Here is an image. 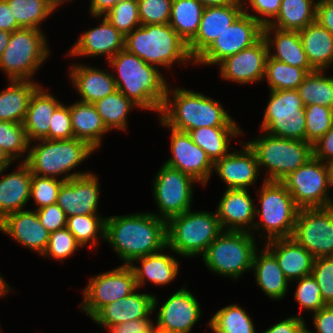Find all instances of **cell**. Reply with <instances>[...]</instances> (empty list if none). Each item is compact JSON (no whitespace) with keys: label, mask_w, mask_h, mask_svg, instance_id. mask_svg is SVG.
I'll use <instances>...</instances> for the list:
<instances>
[{"label":"cell","mask_w":333,"mask_h":333,"mask_svg":"<svg viewBox=\"0 0 333 333\" xmlns=\"http://www.w3.org/2000/svg\"><path fill=\"white\" fill-rule=\"evenodd\" d=\"M123 265L167 246L166 221L152 212L106 217L105 240Z\"/></svg>","instance_id":"1"},{"label":"cell","mask_w":333,"mask_h":333,"mask_svg":"<svg viewBox=\"0 0 333 333\" xmlns=\"http://www.w3.org/2000/svg\"><path fill=\"white\" fill-rule=\"evenodd\" d=\"M116 88L140 109L160 114L164 104L168 81L154 65L147 64L125 48L107 61ZM167 81V82H166Z\"/></svg>","instance_id":"2"},{"label":"cell","mask_w":333,"mask_h":333,"mask_svg":"<svg viewBox=\"0 0 333 333\" xmlns=\"http://www.w3.org/2000/svg\"><path fill=\"white\" fill-rule=\"evenodd\" d=\"M169 87L158 114L168 127L189 132L201 127L239 126L219 101L190 89Z\"/></svg>","instance_id":"3"},{"label":"cell","mask_w":333,"mask_h":333,"mask_svg":"<svg viewBox=\"0 0 333 333\" xmlns=\"http://www.w3.org/2000/svg\"><path fill=\"white\" fill-rule=\"evenodd\" d=\"M33 142H35L34 145L31 143L29 145V153L25 161L32 174L68 181L91 172L75 170L96 151L86 141L71 138L41 139Z\"/></svg>","instance_id":"4"},{"label":"cell","mask_w":333,"mask_h":333,"mask_svg":"<svg viewBox=\"0 0 333 333\" xmlns=\"http://www.w3.org/2000/svg\"><path fill=\"white\" fill-rule=\"evenodd\" d=\"M124 48L158 68L172 69L177 63L184 66L195 63L189 54L187 43L169 24L137 27L125 36Z\"/></svg>","instance_id":"5"},{"label":"cell","mask_w":333,"mask_h":333,"mask_svg":"<svg viewBox=\"0 0 333 333\" xmlns=\"http://www.w3.org/2000/svg\"><path fill=\"white\" fill-rule=\"evenodd\" d=\"M257 193L260 208L256 205L255 216L261 221H255L251 233L256 236L254 233L258 230L259 239L266 240L264 242L292 237L299 208L285 185L264 180Z\"/></svg>","instance_id":"6"},{"label":"cell","mask_w":333,"mask_h":333,"mask_svg":"<svg viewBox=\"0 0 333 333\" xmlns=\"http://www.w3.org/2000/svg\"><path fill=\"white\" fill-rule=\"evenodd\" d=\"M222 231L216 211L191 209L166 222L167 247L184 258L202 256Z\"/></svg>","instance_id":"7"},{"label":"cell","mask_w":333,"mask_h":333,"mask_svg":"<svg viewBox=\"0 0 333 333\" xmlns=\"http://www.w3.org/2000/svg\"><path fill=\"white\" fill-rule=\"evenodd\" d=\"M251 232L223 230L208 246L202 260L211 272L238 280L252 271L256 238Z\"/></svg>","instance_id":"8"},{"label":"cell","mask_w":333,"mask_h":333,"mask_svg":"<svg viewBox=\"0 0 333 333\" xmlns=\"http://www.w3.org/2000/svg\"><path fill=\"white\" fill-rule=\"evenodd\" d=\"M263 133L247 143L257 156L260 173L262 169L266 170V181L281 182L313 156L312 145L306 141Z\"/></svg>","instance_id":"9"},{"label":"cell","mask_w":333,"mask_h":333,"mask_svg":"<svg viewBox=\"0 0 333 333\" xmlns=\"http://www.w3.org/2000/svg\"><path fill=\"white\" fill-rule=\"evenodd\" d=\"M43 30L19 28L10 33L8 46L0 57V70L8 80H30L50 56Z\"/></svg>","instance_id":"10"},{"label":"cell","mask_w":333,"mask_h":333,"mask_svg":"<svg viewBox=\"0 0 333 333\" xmlns=\"http://www.w3.org/2000/svg\"><path fill=\"white\" fill-rule=\"evenodd\" d=\"M260 130L272 136L306 141L305 106L296 89L270 90Z\"/></svg>","instance_id":"11"},{"label":"cell","mask_w":333,"mask_h":333,"mask_svg":"<svg viewBox=\"0 0 333 333\" xmlns=\"http://www.w3.org/2000/svg\"><path fill=\"white\" fill-rule=\"evenodd\" d=\"M299 209L324 208L333 205L326 163L313 156L281 181Z\"/></svg>","instance_id":"12"},{"label":"cell","mask_w":333,"mask_h":333,"mask_svg":"<svg viewBox=\"0 0 333 333\" xmlns=\"http://www.w3.org/2000/svg\"><path fill=\"white\" fill-rule=\"evenodd\" d=\"M195 183L199 184L190 175L163 164L152 183L153 198L159 212L153 214L167 222L191 210Z\"/></svg>","instance_id":"13"},{"label":"cell","mask_w":333,"mask_h":333,"mask_svg":"<svg viewBox=\"0 0 333 333\" xmlns=\"http://www.w3.org/2000/svg\"><path fill=\"white\" fill-rule=\"evenodd\" d=\"M137 289L132 268L120 265L92 276L83 291L79 307L92 319L104 306L130 295Z\"/></svg>","instance_id":"14"},{"label":"cell","mask_w":333,"mask_h":333,"mask_svg":"<svg viewBox=\"0 0 333 333\" xmlns=\"http://www.w3.org/2000/svg\"><path fill=\"white\" fill-rule=\"evenodd\" d=\"M292 237L314 258L333 256V205L299 209Z\"/></svg>","instance_id":"15"},{"label":"cell","mask_w":333,"mask_h":333,"mask_svg":"<svg viewBox=\"0 0 333 333\" xmlns=\"http://www.w3.org/2000/svg\"><path fill=\"white\" fill-rule=\"evenodd\" d=\"M263 37V26L242 13L195 61L194 66L218 65L226 57L249 48Z\"/></svg>","instance_id":"16"},{"label":"cell","mask_w":333,"mask_h":333,"mask_svg":"<svg viewBox=\"0 0 333 333\" xmlns=\"http://www.w3.org/2000/svg\"><path fill=\"white\" fill-rule=\"evenodd\" d=\"M158 119L171 132V156L164 164L190 175L203 186L207 185L213 175L214 163L206 152L192 141L188 132L168 127L159 117Z\"/></svg>","instance_id":"17"},{"label":"cell","mask_w":333,"mask_h":333,"mask_svg":"<svg viewBox=\"0 0 333 333\" xmlns=\"http://www.w3.org/2000/svg\"><path fill=\"white\" fill-rule=\"evenodd\" d=\"M158 302L154 295L153 312L157 310L156 329L191 333L202 317L200 303L186 288V284L162 303L161 307H157Z\"/></svg>","instance_id":"18"},{"label":"cell","mask_w":333,"mask_h":333,"mask_svg":"<svg viewBox=\"0 0 333 333\" xmlns=\"http://www.w3.org/2000/svg\"><path fill=\"white\" fill-rule=\"evenodd\" d=\"M268 52L266 40L262 37L251 47L221 61L217 65L220 69V78L240 85L263 81Z\"/></svg>","instance_id":"19"},{"label":"cell","mask_w":333,"mask_h":333,"mask_svg":"<svg viewBox=\"0 0 333 333\" xmlns=\"http://www.w3.org/2000/svg\"><path fill=\"white\" fill-rule=\"evenodd\" d=\"M99 185V178L92 172L64 181L58 192L57 204L67 217L99 214Z\"/></svg>","instance_id":"20"},{"label":"cell","mask_w":333,"mask_h":333,"mask_svg":"<svg viewBox=\"0 0 333 333\" xmlns=\"http://www.w3.org/2000/svg\"><path fill=\"white\" fill-rule=\"evenodd\" d=\"M240 149L231 151L214 163L213 172L227 186L226 189H246L256 184L261 175L257 156L245 141Z\"/></svg>","instance_id":"21"},{"label":"cell","mask_w":333,"mask_h":333,"mask_svg":"<svg viewBox=\"0 0 333 333\" xmlns=\"http://www.w3.org/2000/svg\"><path fill=\"white\" fill-rule=\"evenodd\" d=\"M102 22L99 26L85 30L76 40L66 56L98 57L105 56L107 60L114 57L125 47V36L119 32L105 16H93Z\"/></svg>","instance_id":"22"},{"label":"cell","mask_w":333,"mask_h":333,"mask_svg":"<svg viewBox=\"0 0 333 333\" xmlns=\"http://www.w3.org/2000/svg\"><path fill=\"white\" fill-rule=\"evenodd\" d=\"M0 231L38 255L48 247L50 232L41 224L35 208L8 214L0 221Z\"/></svg>","instance_id":"23"},{"label":"cell","mask_w":333,"mask_h":333,"mask_svg":"<svg viewBox=\"0 0 333 333\" xmlns=\"http://www.w3.org/2000/svg\"><path fill=\"white\" fill-rule=\"evenodd\" d=\"M242 13V4L205 7L198 32L187 44L191 58L196 61Z\"/></svg>","instance_id":"24"},{"label":"cell","mask_w":333,"mask_h":333,"mask_svg":"<svg viewBox=\"0 0 333 333\" xmlns=\"http://www.w3.org/2000/svg\"><path fill=\"white\" fill-rule=\"evenodd\" d=\"M255 206L249 189H225L215 210L222 230L251 232Z\"/></svg>","instance_id":"25"},{"label":"cell","mask_w":333,"mask_h":333,"mask_svg":"<svg viewBox=\"0 0 333 333\" xmlns=\"http://www.w3.org/2000/svg\"><path fill=\"white\" fill-rule=\"evenodd\" d=\"M136 289L130 295L104 306L92 321L99 327L109 328L132 320L147 318L153 312L154 294L138 293Z\"/></svg>","instance_id":"26"},{"label":"cell","mask_w":333,"mask_h":333,"mask_svg":"<svg viewBox=\"0 0 333 333\" xmlns=\"http://www.w3.org/2000/svg\"><path fill=\"white\" fill-rule=\"evenodd\" d=\"M68 72L81 102L93 104L117 90L112 73L106 69L73 63Z\"/></svg>","instance_id":"27"},{"label":"cell","mask_w":333,"mask_h":333,"mask_svg":"<svg viewBox=\"0 0 333 333\" xmlns=\"http://www.w3.org/2000/svg\"><path fill=\"white\" fill-rule=\"evenodd\" d=\"M16 168L3 176L8 168L0 170V221L8 214L24 210L30 201L31 170L25 162L18 163Z\"/></svg>","instance_id":"28"},{"label":"cell","mask_w":333,"mask_h":333,"mask_svg":"<svg viewBox=\"0 0 333 333\" xmlns=\"http://www.w3.org/2000/svg\"><path fill=\"white\" fill-rule=\"evenodd\" d=\"M263 243L275 256L290 282L311 275L315 258L293 237L278 238Z\"/></svg>","instance_id":"29"},{"label":"cell","mask_w":333,"mask_h":333,"mask_svg":"<svg viewBox=\"0 0 333 333\" xmlns=\"http://www.w3.org/2000/svg\"><path fill=\"white\" fill-rule=\"evenodd\" d=\"M263 38L266 40L270 58L303 68L307 73L315 71L308 61L298 31L263 26Z\"/></svg>","instance_id":"30"},{"label":"cell","mask_w":333,"mask_h":333,"mask_svg":"<svg viewBox=\"0 0 333 333\" xmlns=\"http://www.w3.org/2000/svg\"><path fill=\"white\" fill-rule=\"evenodd\" d=\"M167 249L166 246L162 251L137 258L129 265L133 270L138 289H141L140 287L147 281L159 287L172 283L177 278L180 261L171 254L161 253ZM138 263L141 264L138 266L136 265Z\"/></svg>","instance_id":"31"},{"label":"cell","mask_w":333,"mask_h":333,"mask_svg":"<svg viewBox=\"0 0 333 333\" xmlns=\"http://www.w3.org/2000/svg\"><path fill=\"white\" fill-rule=\"evenodd\" d=\"M61 104L42 84L34 91L22 123L30 143L49 140L51 116Z\"/></svg>","instance_id":"32"},{"label":"cell","mask_w":333,"mask_h":333,"mask_svg":"<svg viewBox=\"0 0 333 333\" xmlns=\"http://www.w3.org/2000/svg\"><path fill=\"white\" fill-rule=\"evenodd\" d=\"M255 281L270 299L282 300L288 290L289 280L285 277L275 256L263 246L257 249L252 264Z\"/></svg>","instance_id":"33"},{"label":"cell","mask_w":333,"mask_h":333,"mask_svg":"<svg viewBox=\"0 0 333 333\" xmlns=\"http://www.w3.org/2000/svg\"><path fill=\"white\" fill-rule=\"evenodd\" d=\"M70 116L74 138L86 141L93 149L98 150L102 137L109 131L104 125L94 104L75 101L70 104Z\"/></svg>","instance_id":"34"},{"label":"cell","mask_w":333,"mask_h":333,"mask_svg":"<svg viewBox=\"0 0 333 333\" xmlns=\"http://www.w3.org/2000/svg\"><path fill=\"white\" fill-rule=\"evenodd\" d=\"M298 32L310 65L315 70H329L333 65V35L317 21Z\"/></svg>","instance_id":"35"},{"label":"cell","mask_w":333,"mask_h":333,"mask_svg":"<svg viewBox=\"0 0 333 333\" xmlns=\"http://www.w3.org/2000/svg\"><path fill=\"white\" fill-rule=\"evenodd\" d=\"M40 86L30 80H8L0 92V121L23 123L31 96Z\"/></svg>","instance_id":"36"},{"label":"cell","mask_w":333,"mask_h":333,"mask_svg":"<svg viewBox=\"0 0 333 333\" xmlns=\"http://www.w3.org/2000/svg\"><path fill=\"white\" fill-rule=\"evenodd\" d=\"M189 135L194 143L201 147L215 163L217 160L229 154L230 140L243 134L239 126H214L201 127L190 130Z\"/></svg>","instance_id":"37"},{"label":"cell","mask_w":333,"mask_h":333,"mask_svg":"<svg viewBox=\"0 0 333 333\" xmlns=\"http://www.w3.org/2000/svg\"><path fill=\"white\" fill-rule=\"evenodd\" d=\"M317 2L318 0H282L277 17L266 26L300 31L316 21Z\"/></svg>","instance_id":"38"},{"label":"cell","mask_w":333,"mask_h":333,"mask_svg":"<svg viewBox=\"0 0 333 333\" xmlns=\"http://www.w3.org/2000/svg\"><path fill=\"white\" fill-rule=\"evenodd\" d=\"M101 119L110 131L128 130V114L134 108L140 109L132 100L128 99L119 90L114 91L93 103Z\"/></svg>","instance_id":"39"},{"label":"cell","mask_w":333,"mask_h":333,"mask_svg":"<svg viewBox=\"0 0 333 333\" xmlns=\"http://www.w3.org/2000/svg\"><path fill=\"white\" fill-rule=\"evenodd\" d=\"M205 6L199 0H173L169 25L188 44L197 34Z\"/></svg>","instance_id":"40"},{"label":"cell","mask_w":333,"mask_h":333,"mask_svg":"<svg viewBox=\"0 0 333 333\" xmlns=\"http://www.w3.org/2000/svg\"><path fill=\"white\" fill-rule=\"evenodd\" d=\"M325 73V70L308 73L296 89L304 106L317 104L333 109V75Z\"/></svg>","instance_id":"41"},{"label":"cell","mask_w":333,"mask_h":333,"mask_svg":"<svg viewBox=\"0 0 333 333\" xmlns=\"http://www.w3.org/2000/svg\"><path fill=\"white\" fill-rule=\"evenodd\" d=\"M255 326L250 315L236 303L223 306L208 320L214 333H258Z\"/></svg>","instance_id":"42"},{"label":"cell","mask_w":333,"mask_h":333,"mask_svg":"<svg viewBox=\"0 0 333 333\" xmlns=\"http://www.w3.org/2000/svg\"><path fill=\"white\" fill-rule=\"evenodd\" d=\"M99 214L67 217L66 228L73 234L82 248H96L99 240H105L106 216ZM101 237V238H100Z\"/></svg>","instance_id":"43"},{"label":"cell","mask_w":333,"mask_h":333,"mask_svg":"<svg viewBox=\"0 0 333 333\" xmlns=\"http://www.w3.org/2000/svg\"><path fill=\"white\" fill-rule=\"evenodd\" d=\"M20 28L42 30L40 24L56 12L47 0H6Z\"/></svg>","instance_id":"44"},{"label":"cell","mask_w":333,"mask_h":333,"mask_svg":"<svg viewBox=\"0 0 333 333\" xmlns=\"http://www.w3.org/2000/svg\"><path fill=\"white\" fill-rule=\"evenodd\" d=\"M308 73L300 67L288 65L268 56L263 81L270 90L297 89Z\"/></svg>","instance_id":"45"},{"label":"cell","mask_w":333,"mask_h":333,"mask_svg":"<svg viewBox=\"0 0 333 333\" xmlns=\"http://www.w3.org/2000/svg\"><path fill=\"white\" fill-rule=\"evenodd\" d=\"M30 142L22 123L0 121V147L14 161L25 162ZM26 154V155H25ZM25 156V158H23ZM23 160H22V159Z\"/></svg>","instance_id":"46"},{"label":"cell","mask_w":333,"mask_h":333,"mask_svg":"<svg viewBox=\"0 0 333 333\" xmlns=\"http://www.w3.org/2000/svg\"><path fill=\"white\" fill-rule=\"evenodd\" d=\"M306 142L313 145L333 126V109L317 104L305 106Z\"/></svg>","instance_id":"47"},{"label":"cell","mask_w":333,"mask_h":333,"mask_svg":"<svg viewBox=\"0 0 333 333\" xmlns=\"http://www.w3.org/2000/svg\"><path fill=\"white\" fill-rule=\"evenodd\" d=\"M107 20L124 36L141 26L138 0H121L106 15Z\"/></svg>","instance_id":"48"},{"label":"cell","mask_w":333,"mask_h":333,"mask_svg":"<svg viewBox=\"0 0 333 333\" xmlns=\"http://www.w3.org/2000/svg\"><path fill=\"white\" fill-rule=\"evenodd\" d=\"M297 286L294 292V300L302 310L315 313L326 304L322 299L321 289L312 275L295 280Z\"/></svg>","instance_id":"49"},{"label":"cell","mask_w":333,"mask_h":333,"mask_svg":"<svg viewBox=\"0 0 333 333\" xmlns=\"http://www.w3.org/2000/svg\"><path fill=\"white\" fill-rule=\"evenodd\" d=\"M82 248L73 234L67 229L51 232L49 235L48 247L42 257L52 258L56 261H64Z\"/></svg>","instance_id":"50"},{"label":"cell","mask_w":333,"mask_h":333,"mask_svg":"<svg viewBox=\"0 0 333 333\" xmlns=\"http://www.w3.org/2000/svg\"><path fill=\"white\" fill-rule=\"evenodd\" d=\"M64 181L53 177L32 174L30 199L37 206L35 210L57 203L59 189Z\"/></svg>","instance_id":"51"},{"label":"cell","mask_w":333,"mask_h":333,"mask_svg":"<svg viewBox=\"0 0 333 333\" xmlns=\"http://www.w3.org/2000/svg\"><path fill=\"white\" fill-rule=\"evenodd\" d=\"M173 0H138L141 25L169 24Z\"/></svg>","instance_id":"52"},{"label":"cell","mask_w":333,"mask_h":333,"mask_svg":"<svg viewBox=\"0 0 333 333\" xmlns=\"http://www.w3.org/2000/svg\"><path fill=\"white\" fill-rule=\"evenodd\" d=\"M311 275L318 283L326 305H333V256L314 259Z\"/></svg>","instance_id":"53"},{"label":"cell","mask_w":333,"mask_h":333,"mask_svg":"<svg viewBox=\"0 0 333 333\" xmlns=\"http://www.w3.org/2000/svg\"><path fill=\"white\" fill-rule=\"evenodd\" d=\"M282 0H241L243 12L253 17L262 26L269 25L278 15ZM248 2V6L247 5ZM260 15H255L254 13Z\"/></svg>","instance_id":"54"},{"label":"cell","mask_w":333,"mask_h":333,"mask_svg":"<svg viewBox=\"0 0 333 333\" xmlns=\"http://www.w3.org/2000/svg\"><path fill=\"white\" fill-rule=\"evenodd\" d=\"M71 138H74V134L70 116V105L62 103L51 116L49 140Z\"/></svg>","instance_id":"55"},{"label":"cell","mask_w":333,"mask_h":333,"mask_svg":"<svg viewBox=\"0 0 333 333\" xmlns=\"http://www.w3.org/2000/svg\"><path fill=\"white\" fill-rule=\"evenodd\" d=\"M41 224L51 233L66 228L67 216L57 204L36 210Z\"/></svg>","instance_id":"56"},{"label":"cell","mask_w":333,"mask_h":333,"mask_svg":"<svg viewBox=\"0 0 333 333\" xmlns=\"http://www.w3.org/2000/svg\"><path fill=\"white\" fill-rule=\"evenodd\" d=\"M137 319L106 328L108 333H155L156 324L150 318Z\"/></svg>","instance_id":"57"},{"label":"cell","mask_w":333,"mask_h":333,"mask_svg":"<svg viewBox=\"0 0 333 333\" xmlns=\"http://www.w3.org/2000/svg\"><path fill=\"white\" fill-rule=\"evenodd\" d=\"M313 157L326 163L333 159V126L312 145Z\"/></svg>","instance_id":"58"},{"label":"cell","mask_w":333,"mask_h":333,"mask_svg":"<svg viewBox=\"0 0 333 333\" xmlns=\"http://www.w3.org/2000/svg\"><path fill=\"white\" fill-rule=\"evenodd\" d=\"M312 315L315 332L311 333H333V305H326Z\"/></svg>","instance_id":"59"},{"label":"cell","mask_w":333,"mask_h":333,"mask_svg":"<svg viewBox=\"0 0 333 333\" xmlns=\"http://www.w3.org/2000/svg\"><path fill=\"white\" fill-rule=\"evenodd\" d=\"M305 326V319L294 315L277 322L262 333H299Z\"/></svg>","instance_id":"60"},{"label":"cell","mask_w":333,"mask_h":333,"mask_svg":"<svg viewBox=\"0 0 333 333\" xmlns=\"http://www.w3.org/2000/svg\"><path fill=\"white\" fill-rule=\"evenodd\" d=\"M316 21L333 35V0H318Z\"/></svg>","instance_id":"61"},{"label":"cell","mask_w":333,"mask_h":333,"mask_svg":"<svg viewBox=\"0 0 333 333\" xmlns=\"http://www.w3.org/2000/svg\"><path fill=\"white\" fill-rule=\"evenodd\" d=\"M15 17L13 16L6 0H0V30L12 33L19 29Z\"/></svg>","instance_id":"62"},{"label":"cell","mask_w":333,"mask_h":333,"mask_svg":"<svg viewBox=\"0 0 333 333\" xmlns=\"http://www.w3.org/2000/svg\"><path fill=\"white\" fill-rule=\"evenodd\" d=\"M121 0H90L89 13L93 16H105Z\"/></svg>","instance_id":"63"},{"label":"cell","mask_w":333,"mask_h":333,"mask_svg":"<svg viewBox=\"0 0 333 333\" xmlns=\"http://www.w3.org/2000/svg\"><path fill=\"white\" fill-rule=\"evenodd\" d=\"M205 7L242 4L241 0H199Z\"/></svg>","instance_id":"64"},{"label":"cell","mask_w":333,"mask_h":333,"mask_svg":"<svg viewBox=\"0 0 333 333\" xmlns=\"http://www.w3.org/2000/svg\"><path fill=\"white\" fill-rule=\"evenodd\" d=\"M14 161L7 155V153L0 147V170L11 167Z\"/></svg>","instance_id":"65"},{"label":"cell","mask_w":333,"mask_h":333,"mask_svg":"<svg viewBox=\"0 0 333 333\" xmlns=\"http://www.w3.org/2000/svg\"><path fill=\"white\" fill-rule=\"evenodd\" d=\"M10 32L0 30V57L8 46Z\"/></svg>","instance_id":"66"},{"label":"cell","mask_w":333,"mask_h":333,"mask_svg":"<svg viewBox=\"0 0 333 333\" xmlns=\"http://www.w3.org/2000/svg\"><path fill=\"white\" fill-rule=\"evenodd\" d=\"M1 273V272H0ZM10 285L4 280L0 274V297H5L8 293L12 292Z\"/></svg>","instance_id":"67"},{"label":"cell","mask_w":333,"mask_h":333,"mask_svg":"<svg viewBox=\"0 0 333 333\" xmlns=\"http://www.w3.org/2000/svg\"><path fill=\"white\" fill-rule=\"evenodd\" d=\"M330 185L333 187V159L326 162Z\"/></svg>","instance_id":"68"},{"label":"cell","mask_w":333,"mask_h":333,"mask_svg":"<svg viewBox=\"0 0 333 333\" xmlns=\"http://www.w3.org/2000/svg\"><path fill=\"white\" fill-rule=\"evenodd\" d=\"M52 6H54L56 8V10L58 9V7L62 4H68L69 1H72V0H47Z\"/></svg>","instance_id":"69"},{"label":"cell","mask_w":333,"mask_h":333,"mask_svg":"<svg viewBox=\"0 0 333 333\" xmlns=\"http://www.w3.org/2000/svg\"><path fill=\"white\" fill-rule=\"evenodd\" d=\"M155 333H185L181 331H171V330H159L155 328Z\"/></svg>","instance_id":"70"},{"label":"cell","mask_w":333,"mask_h":333,"mask_svg":"<svg viewBox=\"0 0 333 333\" xmlns=\"http://www.w3.org/2000/svg\"><path fill=\"white\" fill-rule=\"evenodd\" d=\"M308 326L306 325L299 333H311V330L307 328Z\"/></svg>","instance_id":"71"}]
</instances>
